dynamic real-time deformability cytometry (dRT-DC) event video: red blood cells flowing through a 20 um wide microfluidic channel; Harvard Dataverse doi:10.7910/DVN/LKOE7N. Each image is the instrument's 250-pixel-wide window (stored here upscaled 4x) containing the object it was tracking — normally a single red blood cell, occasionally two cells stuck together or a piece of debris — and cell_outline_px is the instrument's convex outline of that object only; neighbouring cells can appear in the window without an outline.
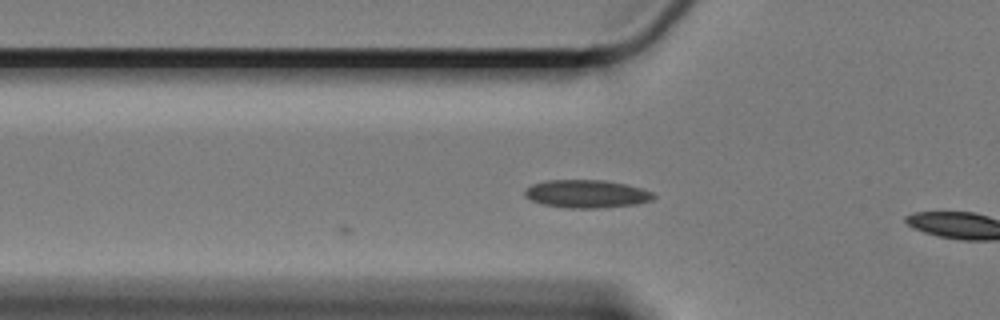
{"species": "Egyptian fruit bat (a non-hibernating species)", "species_latin": "Rousettus aegyptiacus", "temperature_condition": "cold", "stored_images_in_passage": 10, "camera_frame_rate_fps": 3000, "um_per_image_px": 0.085, "animal": {"sex": "female"}, "frame": {"image": 1, "passage_image": 10, "time_ms": 3.0, "image_size_px": [1000, 320], "cell_outline_px": [[656, 196], [652, 200], [636, 204], [596, 208], [564, 208], [540, 204], [524, 196], [524, 192], [532, 184], [544, 180], [604, 180], [628, 184], [652, 192]], "centroid_in_image_um": [49.84, 16.48], "position_along_channel_um": 76.0, "area_um2": 21.1}}